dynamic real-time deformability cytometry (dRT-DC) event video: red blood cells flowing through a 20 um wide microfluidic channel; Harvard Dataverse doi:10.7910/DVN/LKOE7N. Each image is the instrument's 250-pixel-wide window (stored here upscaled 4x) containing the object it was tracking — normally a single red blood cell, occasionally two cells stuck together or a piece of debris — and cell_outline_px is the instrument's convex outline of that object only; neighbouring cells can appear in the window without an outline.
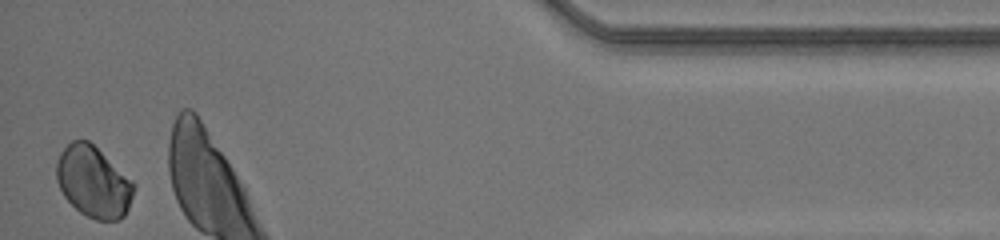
{"species": "human", "species_latin": "Homo sapiens", "temperature_condition": "room temperature", "stored_images_in_passage": 32, "camera_frame_rate_fps": 3000, "um_per_image_px": 0.085, "donor": {"sex": "male"}, "frame": {"image": 1, "passage_image": 32, "time_ms": 10.333, "image_size_px": [1000, 240], "cell_outline_px": [[136, 184], [128, 208], [124, 216], [120, 220], [96, 220], [80, 212], [64, 196], [56, 180], [56, 160], [60, 152], [72, 140], [88, 140], [132, 180]], "centroid_in_image_um": [7.93, 15.46], "position_along_channel_um": 427.3, "area_um2": 31.85}, "authors_computed_cell_mechanics": {"area_um2": 32.1657, "velocity_mm_per_s": 4.2296, "shape_relaxation_time_tau1_ms": 5.3602, "shape_relaxation_time_tau2_ms": 3.2436, "deformation_change_tau1": 0.1141, "deformation_change_tau2": 0.0358}}